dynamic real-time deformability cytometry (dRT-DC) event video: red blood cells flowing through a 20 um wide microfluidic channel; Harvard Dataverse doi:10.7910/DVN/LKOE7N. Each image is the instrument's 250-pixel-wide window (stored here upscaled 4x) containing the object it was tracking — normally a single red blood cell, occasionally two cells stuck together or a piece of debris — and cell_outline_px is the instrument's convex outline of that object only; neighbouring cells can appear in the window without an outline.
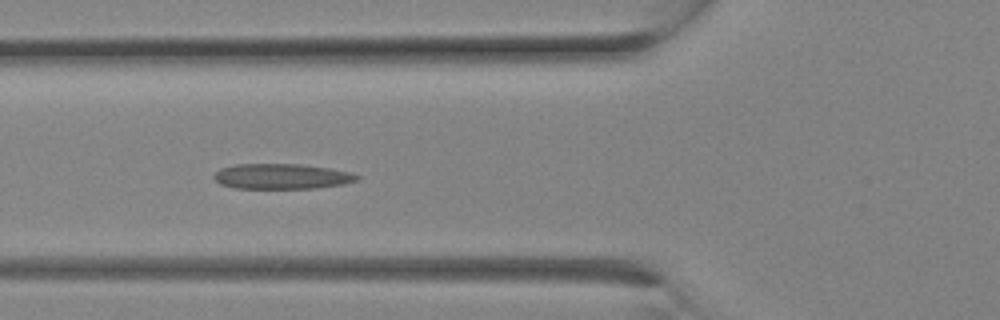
{"species": "Egyptian fruit bat (a non-hibernating species)", "species_latin": "Rousettus aegyptiacus", "temperature_condition": "room temperature", "stored_images_in_passage": 13, "camera_frame_rate_fps": 3000, "um_per_image_px": 0.085, "animal": {"sex": "female"}, "frame": {"image": 1, "passage_image": 10, "time_ms": 3.0, "image_size_px": [1000, 320], "cell_outline_px": [[360, 180], [344, 184], [316, 188], [236, 188], [220, 184], [212, 176], [220, 168], [236, 164], [300, 164], [328, 168], [352, 172], [360, 176]], "centroid_in_image_um": [23.97, 14.99], "position_along_channel_um": 101.8, "area_um2": 21.15}}
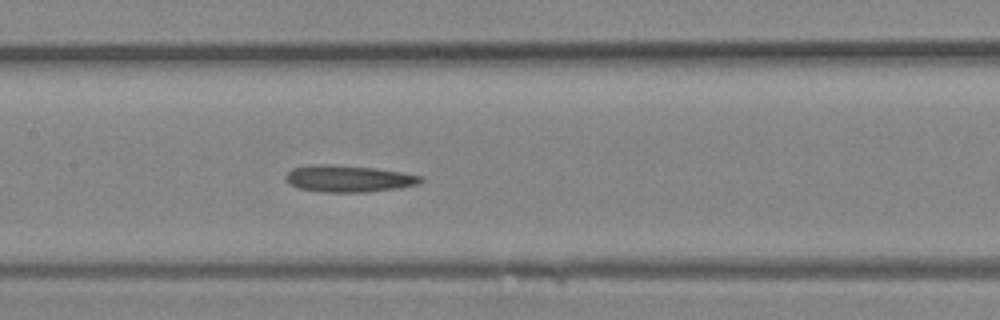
{"frame": {"image": 2, "passage_image": 13, "time_ms": 4.0, "image_size_px": [1000, 320], "cell_outline_px": [[424, 180], [420, 184], [400, 188], [368, 192], [320, 192], [296, 188], [284, 176], [292, 168], [312, 164], [328, 164], [376, 168], [404, 172], [424, 176]], "centroid_in_image_um": [29.68, 15.18], "position_along_channel_um": 177.7, "area_um2": 21.39}}